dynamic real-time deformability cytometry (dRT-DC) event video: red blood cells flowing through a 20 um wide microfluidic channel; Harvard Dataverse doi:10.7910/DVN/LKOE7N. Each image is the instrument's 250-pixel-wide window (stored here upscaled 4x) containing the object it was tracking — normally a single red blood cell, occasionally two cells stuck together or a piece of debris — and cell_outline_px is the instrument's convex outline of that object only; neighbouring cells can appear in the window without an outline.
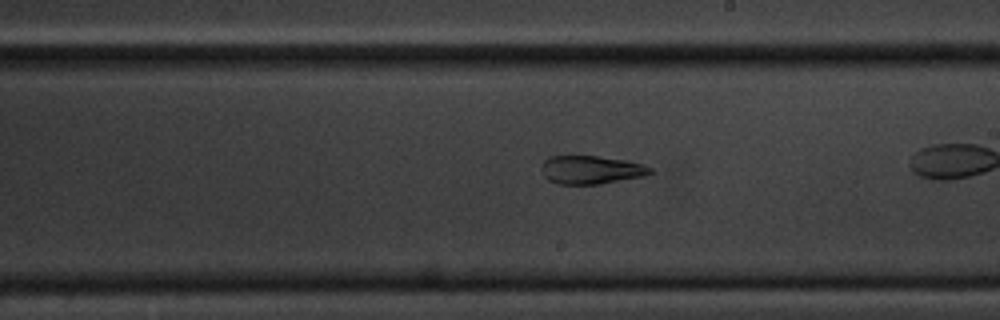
{"species": "common noctule bat (a hibernating species)", "species_latin": "Nyctalus noctula", "temperature_condition": "cold", "stored_images_in_passage": 34, "camera_frame_rate_fps": 3000, "um_per_image_px": 0.085, "animal": {"sex": "male", "body_mass_g": 20.1, "forearm_length_mm": 53.5}, "frame": {"image": 1, "passage_image": 21, "time_ms": 6.667, "image_size_px": [1000, 320], "cell_outline_px": [[652, 172], [644, 176], [600, 184], [556, 184], [548, 180], [540, 172], [540, 168], [544, 160], [548, 156], [596, 156], [624, 160], [640, 164], [652, 168]], "centroid_in_image_um": [50.17, 14.44], "position_along_channel_um": 238.8, "area_um2": 17.98}}
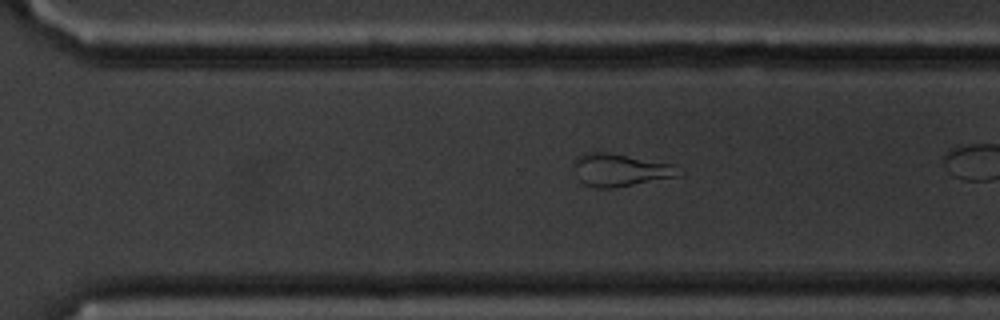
{"frame": {"image": 2, "passage_image": 28, "time_ms": 9.0, "image_size_px": [1000, 320], "cell_outline_px": [[684, 176], [612, 188], [596, 188], [584, 184], [580, 180], [572, 164], [576, 156], [584, 152], [608, 152], [672, 164], [684, 172]], "centroid_in_image_um": [52.75, 14.45], "position_along_channel_um": 317.9, "area_um2": 20.23}}
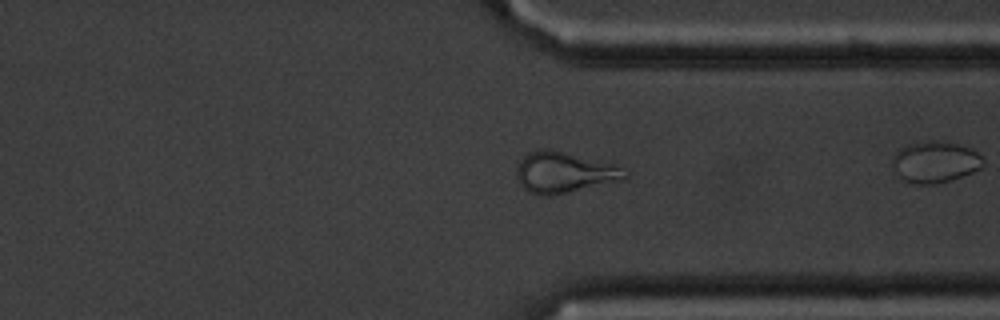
{"frame": {"image": 3, "passage_image": 32, "time_ms": 10.333, "image_size_px": [1000, 320], "cell_outline_px": [[628, 176], [624, 180], [552, 196], [544, 196], [528, 192], [520, 184], [516, 176], [516, 168], [520, 160], [528, 152], [536, 148], [552, 148], [620, 168], [628, 172]], "centroid_in_image_um": [47.87, 14.66], "position_along_channel_um": 363.5, "area_um2": 25.78}}